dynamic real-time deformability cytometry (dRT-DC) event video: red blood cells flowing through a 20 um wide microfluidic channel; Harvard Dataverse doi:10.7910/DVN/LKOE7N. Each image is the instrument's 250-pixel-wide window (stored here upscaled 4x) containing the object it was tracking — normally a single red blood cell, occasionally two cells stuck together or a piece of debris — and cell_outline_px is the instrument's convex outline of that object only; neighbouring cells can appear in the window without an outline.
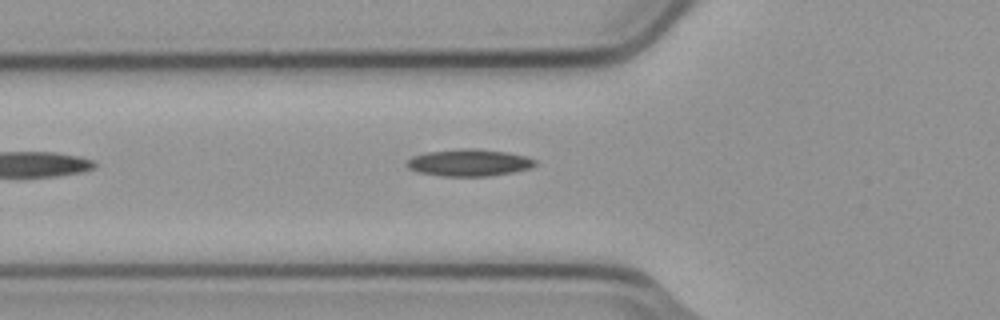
{"species": "common noctule bat (a hibernating species)", "species_latin": "Nyctalus noctula", "temperature_condition": "cold", "stored_images_in_passage": 10, "camera_frame_rate_fps": 3000, "um_per_image_px": 0.085, "animal": {"sex": "male", "body_mass_g": 23.1, "forearm_length_mm": 52.7}, "frame": {"image": 1, "passage_image": 2, "time_ms": 0.333, "image_size_px": [1000, 320], "cell_outline_px": [[536, 164], [532, 168], [512, 172], [488, 176], [444, 176], [420, 172], [408, 168], [408, 160], [412, 156], [428, 152], [460, 148], [472, 148], [504, 152], [524, 156], [536, 160]], "centroid_in_image_um": [39.88, 13.82], "position_along_channel_um": 85.9, "area_um2": 19.88}}
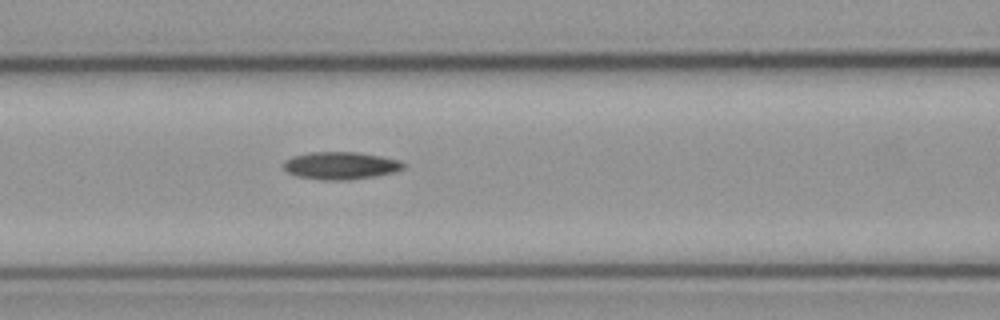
{"frame": {"image": 2, "passage_image": 6, "time_ms": 1.667, "image_size_px": [1000, 320], "cell_outline_px": [[404, 168], [396, 172], [376, 176], [348, 180], [324, 180], [296, 176], [288, 172], [284, 168], [284, 160], [292, 156], [308, 152], [356, 152], [380, 156], [400, 160], [404, 164]], "centroid_in_image_um": [28.95, 14.07], "position_along_channel_um": 137.6, "area_um2": 19.31}}